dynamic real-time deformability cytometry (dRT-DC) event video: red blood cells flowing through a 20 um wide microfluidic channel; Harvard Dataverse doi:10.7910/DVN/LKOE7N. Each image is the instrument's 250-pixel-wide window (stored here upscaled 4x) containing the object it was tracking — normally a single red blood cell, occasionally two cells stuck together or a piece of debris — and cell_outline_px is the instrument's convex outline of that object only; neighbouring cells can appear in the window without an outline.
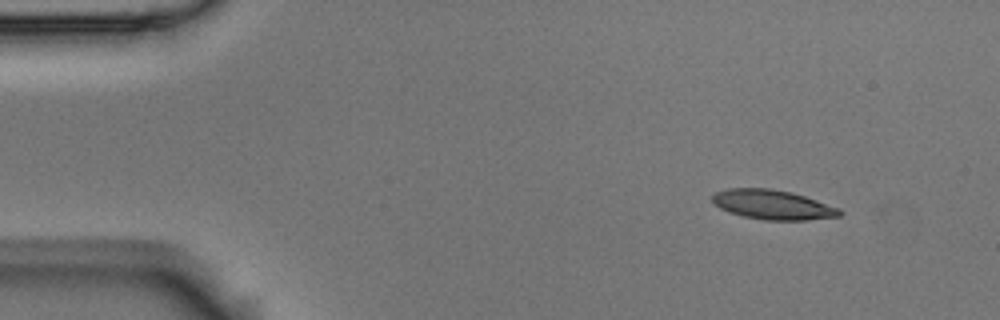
{"species": "Egyptian fruit bat (a non-hibernating species)", "species_latin": "Rousettus aegyptiacus", "temperature_condition": "room temperature", "stored_images_in_passage": 8, "camera_frame_rate_fps": 3000, "um_per_image_px": 0.085, "animal": {"sex": "male"}, "frame": {"image": 1, "passage_image": 1, "time_ms": 0.0, "image_size_px": [1000, 320], "cell_outline_px": [[844, 212], [840, 216], [804, 220], [764, 220], [744, 216], [728, 212], [720, 208], [712, 200], [712, 196], [716, 192], [728, 188], [768, 188], [792, 192], [840, 208]], "centroid_in_image_um": [65.69, 17.4], "position_along_channel_um": 19.3, "area_um2": 21.85}}
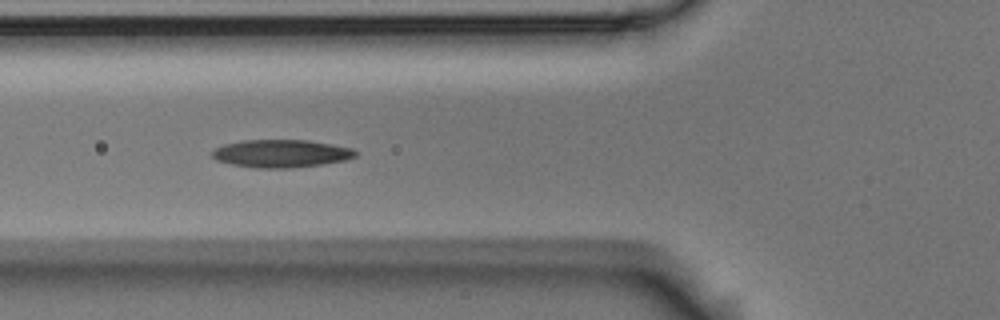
{"frame": {"image": 2, "passage_image": 5, "time_ms": 1.333, "image_size_px": [1000, 320], "cell_outline_px": [[360, 152], [356, 156], [344, 160], [320, 164], [288, 168], [256, 168], [232, 164], [216, 160], [212, 156], [212, 152], [216, 148], [224, 144], [244, 140], [308, 140], [352, 148]], "centroid_in_image_um": [23.9, 13.04], "position_along_channel_um": 101.9, "area_um2": 23.06}}
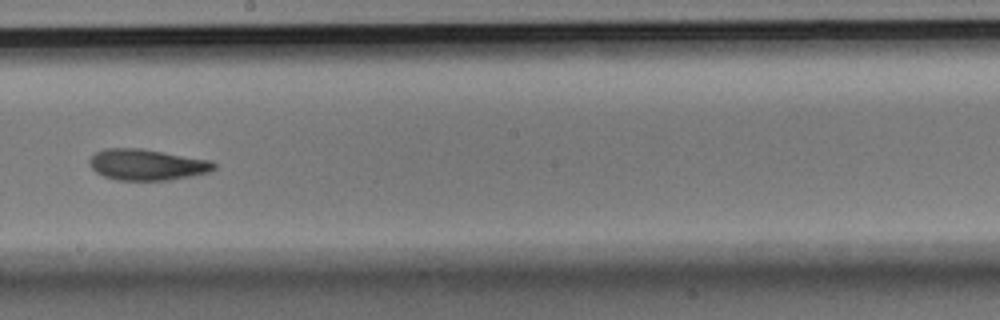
{"frame": {"image": 3, "passage_image": 8, "time_ms": 2.333, "image_size_px": [1000, 320], "cell_outline_px": [[216, 168], [208, 172], [192, 176], [168, 180], [116, 180], [104, 176], [96, 172], [88, 164], [88, 160], [96, 152], [104, 148], [140, 148], [212, 160], [216, 164]], "centroid_in_image_um": [12.49, 13.99], "position_along_channel_um": 235.7, "area_um2": 22.66}}